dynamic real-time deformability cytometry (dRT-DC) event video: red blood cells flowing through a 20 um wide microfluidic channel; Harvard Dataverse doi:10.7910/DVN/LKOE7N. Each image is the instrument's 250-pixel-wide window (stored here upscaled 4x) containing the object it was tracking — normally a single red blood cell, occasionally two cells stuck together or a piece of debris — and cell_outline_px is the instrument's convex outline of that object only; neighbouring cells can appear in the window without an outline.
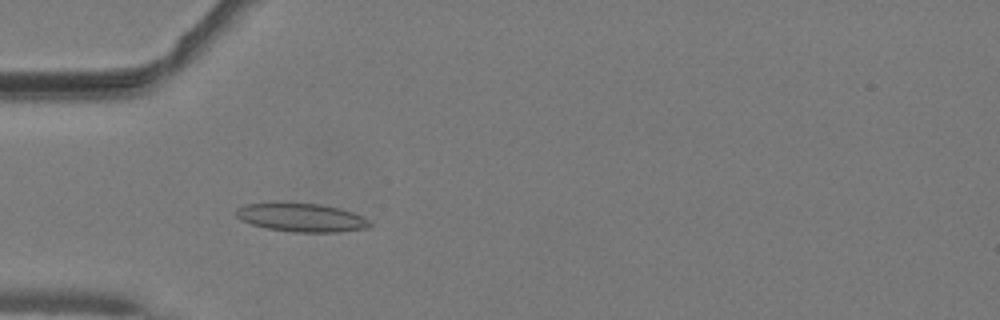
{"species": "common noctule bat (a hibernating species)", "species_latin": "Nyctalus noctula", "temperature_condition": "warm", "stored_images_in_passage": 51, "camera_frame_rate_fps": 3000, "um_per_image_px": 0.085, "animal": {"sex": "male", "body_mass_g": 19.2, "forearm_length_mm": 51.8}, "frame": {"image": 1, "passage_image": 16, "time_ms": 5.0, "image_size_px": [1000, 320], "cell_outline_px": [[372, 224], [368, 228], [340, 232], [292, 232], [264, 228], [240, 220], [236, 216], [236, 208], [244, 204], [272, 200], [320, 204], [340, 208], [352, 212], [368, 220]], "centroid_in_image_um": [25.53, 18.45], "position_along_channel_um": 59.5, "area_um2": 23.0}}
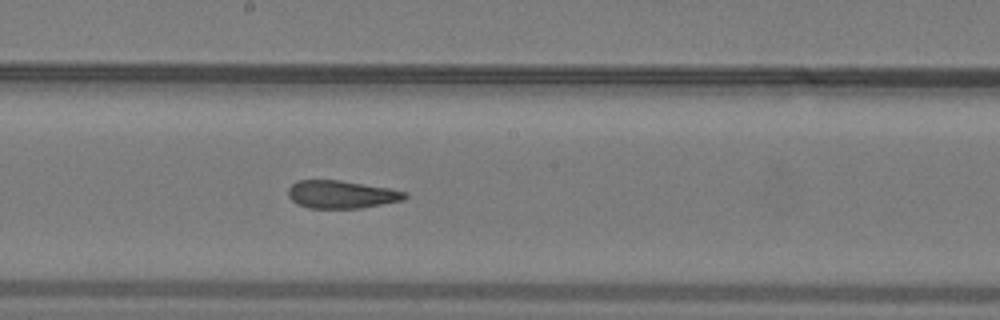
{"frame": {"image": 2, "passage_image": 28, "time_ms": 9.0, "image_size_px": [1000, 320], "cell_outline_px": [[408, 196], [404, 200], [360, 208], [308, 208], [296, 204], [288, 196], [288, 188], [292, 184], [300, 180], [340, 180], [388, 188], [408, 192]], "centroid_in_image_um": [29.02, 16.53], "position_along_channel_um": 219.2, "area_um2": 18.96}}
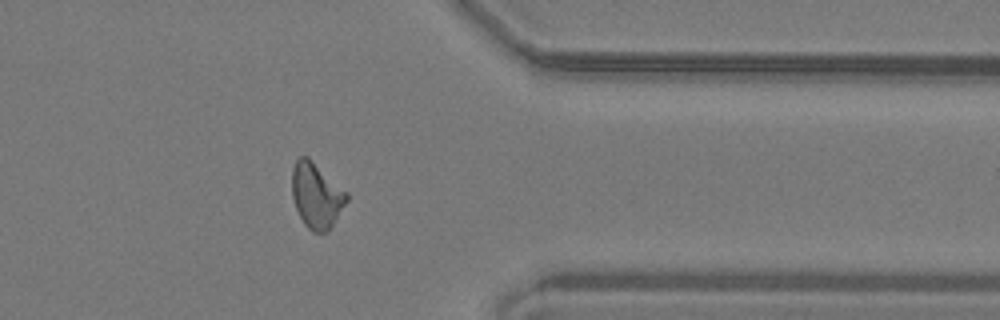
{"frame": {"image": 3, "passage_image": 41, "time_ms": 13.333, "image_size_px": [1000, 320], "cell_outline_px": [[348, 200], [328, 232], [312, 232], [304, 224], [296, 208], [292, 196], [292, 168], [296, 160], [300, 156], [308, 156], [348, 192]], "centroid_in_image_um": [26.9, 16.6], "position_along_channel_um": 384.5, "area_um2": 20.92}, "authors_computed_cell_mechanics": {"area_um2": 20.4034, "velocity_mm_per_s": 4.0807, "shape_relaxation_time_tau1_ms": null, "shape_relaxation_time_tau2_ms": 1.7231, "deformation_change_tau1": null, "deformation_change_tau2": 0.1059}}